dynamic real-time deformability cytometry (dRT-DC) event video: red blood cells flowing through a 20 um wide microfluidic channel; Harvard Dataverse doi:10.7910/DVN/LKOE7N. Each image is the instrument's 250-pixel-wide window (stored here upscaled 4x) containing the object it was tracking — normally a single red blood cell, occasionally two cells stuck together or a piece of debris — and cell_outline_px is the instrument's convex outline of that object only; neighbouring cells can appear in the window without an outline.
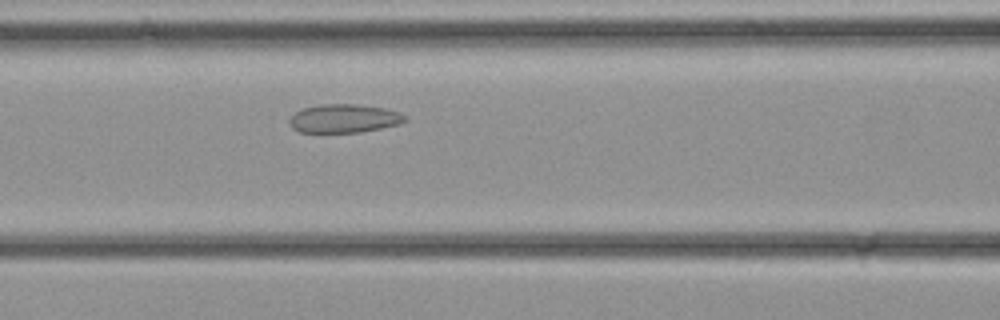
{"species": "common noctule bat (a hibernating species)", "species_latin": "Nyctalus noctula", "temperature_condition": "cold", "stored_images_in_passage": 27, "camera_frame_rate_fps": 3000, "um_per_image_px": 0.085, "animal": {"sex": "female", "body_mass_g": 21.9}, "frame": {"image": 1, "passage_image": 10, "time_ms": 3.0, "image_size_px": [1000, 320], "cell_outline_px": [[408, 120], [400, 124], [360, 132], [300, 132], [292, 128], [288, 120], [296, 112], [304, 108], [320, 104], [356, 104], [384, 108], [400, 112], [408, 116]], "centroid_in_image_um": [29.28, 10.07], "position_along_channel_um": 137.3, "area_um2": 19.25}}
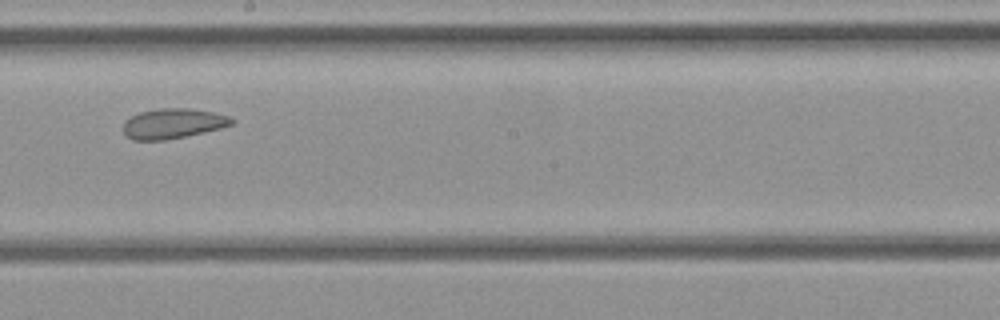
{"frame": {"image": 2, "passage_image": 15, "time_ms": 4.667, "image_size_px": [1000, 320], "cell_outline_px": [[236, 120], [232, 124], [220, 128], [204, 132], [164, 140], [132, 140], [124, 136], [124, 120], [140, 112], [160, 108], [188, 108], [212, 112], [228, 116]], "centroid_in_image_um": [14.67, 10.5], "position_along_channel_um": 233.5, "area_um2": 18.9}}
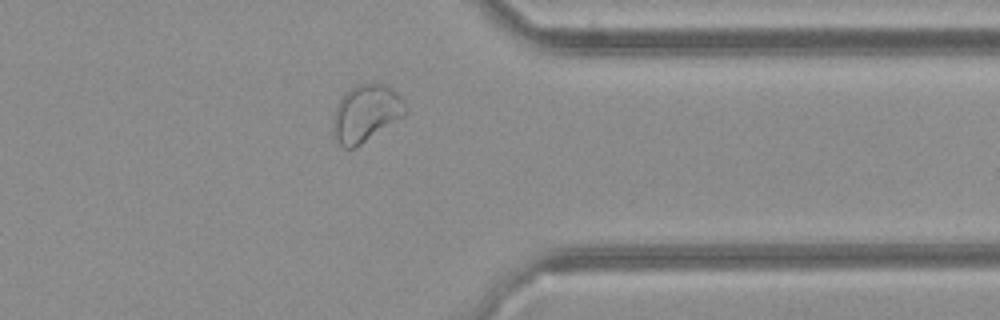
{"frame": {"image": 3, "passage_image": 23, "time_ms": 7.333, "image_size_px": [1000, 320], "cell_outline_px": [[408, 108], [400, 116], [356, 148], [344, 148], [340, 144], [332, 132], [332, 120], [336, 104], [344, 92], [356, 84], [384, 84], [392, 88], [400, 96]], "centroid_in_image_um": [31.03, 9.61], "position_along_channel_um": 380.4, "area_um2": 23.76}}